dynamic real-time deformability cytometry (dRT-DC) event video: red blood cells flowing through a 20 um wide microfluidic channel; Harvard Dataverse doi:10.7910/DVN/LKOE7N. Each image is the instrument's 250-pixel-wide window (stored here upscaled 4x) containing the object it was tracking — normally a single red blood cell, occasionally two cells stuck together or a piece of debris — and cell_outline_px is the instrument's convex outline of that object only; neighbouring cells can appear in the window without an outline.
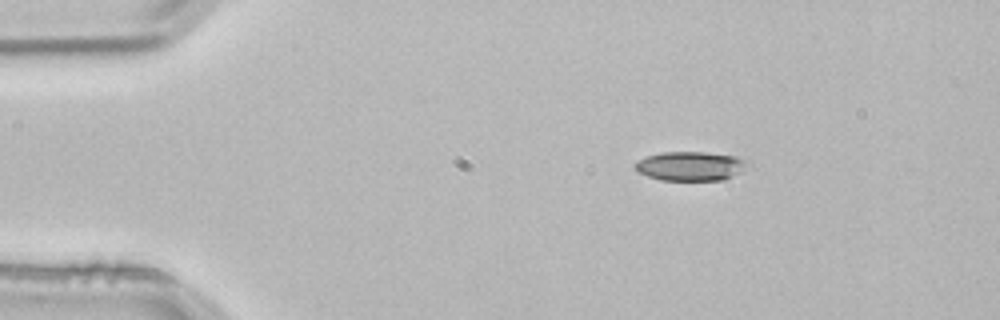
{"species": "common noctule bat (a hibernating species)", "species_latin": "Nyctalus noctula", "temperature_condition": "room temperature", "stored_images_in_passage": 2, "camera_frame_rate_fps": 3000, "um_per_image_px": 0.085, "animal": {"sex": "male", "body_mass_g": 21.5, "forearm_length_mm": 52.0}, "frame": {"image": 1, "passage_image": 1, "time_ms": 0.0, "image_size_px": [1000, 320], "cell_outline_px": [[752, 164], [740, 172], [724, 180], [660, 180], [636, 172], [632, 164], [636, 160], [644, 156], [660, 152], [704, 152], [736, 156], [748, 160]], "centroid_in_image_um": [58.66, 14.11], "position_along_channel_um": 26.3, "area_um2": 19.59}}